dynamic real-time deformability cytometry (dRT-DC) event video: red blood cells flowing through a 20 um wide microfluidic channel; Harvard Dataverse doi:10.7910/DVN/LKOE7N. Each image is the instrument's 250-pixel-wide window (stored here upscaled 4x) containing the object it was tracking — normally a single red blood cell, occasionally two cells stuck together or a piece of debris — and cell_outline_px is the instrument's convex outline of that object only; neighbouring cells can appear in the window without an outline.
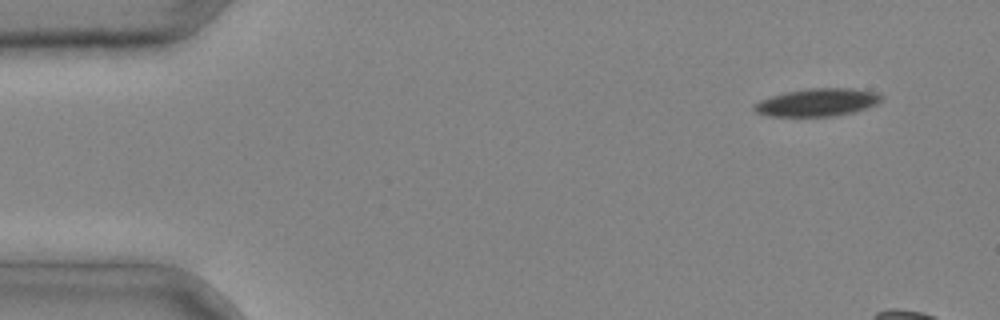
{"species": "common noctule bat (a hibernating species)", "species_latin": "Nyctalus noctula", "temperature_condition": "cold", "stored_images_in_passage": 5, "camera_frame_rate_fps": 3000, "um_per_image_px": 0.085, "animal": {"sex": "male", "body_mass_g": 20.4}, "frame": {"image": 1, "passage_image": 5, "time_ms": 1.333, "image_size_px": [1000, 320], "cell_outline_px": [[884, 96], [876, 104], [856, 112], [832, 116], [768, 116], [756, 112], [752, 108], [752, 104], [760, 100], [784, 92], [808, 88], [852, 88], [880, 92]], "centroid_in_image_um": [69.49, 8.69], "position_along_channel_um": 15.5, "area_um2": 20.81}}